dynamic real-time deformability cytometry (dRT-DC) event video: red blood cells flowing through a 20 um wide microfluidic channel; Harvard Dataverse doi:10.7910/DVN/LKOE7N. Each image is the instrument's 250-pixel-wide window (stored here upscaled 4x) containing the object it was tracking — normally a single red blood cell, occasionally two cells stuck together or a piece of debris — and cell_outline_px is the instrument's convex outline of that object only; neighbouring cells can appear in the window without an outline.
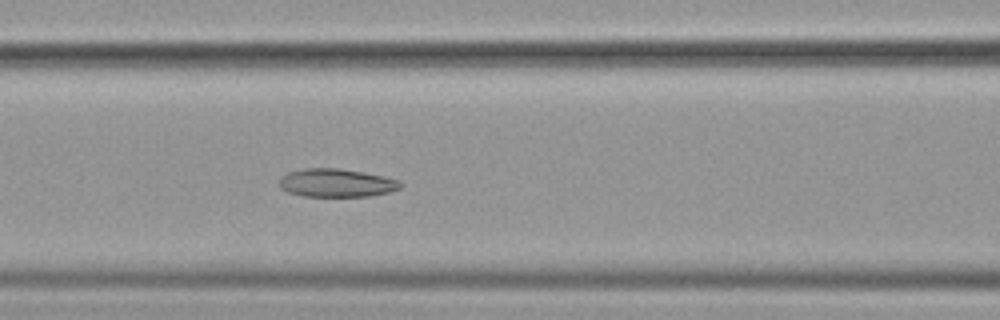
{"species": "common noctule bat (a hibernating species)", "species_latin": "Nyctalus noctula", "temperature_condition": "cold", "stored_images_in_passage": 41, "camera_frame_rate_fps": 3000, "um_per_image_px": 0.085, "animal": {"sex": "female", "body_mass_g": 19.9}, "frame": {"image": 1, "passage_image": 11, "time_ms": 3.333, "image_size_px": [1000, 320], "cell_outline_px": [[404, 184], [400, 188], [388, 192], [368, 196], [304, 196], [288, 192], [280, 188], [280, 176], [288, 172], [304, 168], [340, 168], [384, 176], [400, 180]], "centroid_in_image_um": [28.6, 15.54], "position_along_channel_um": 138.0, "area_um2": 20.0}}
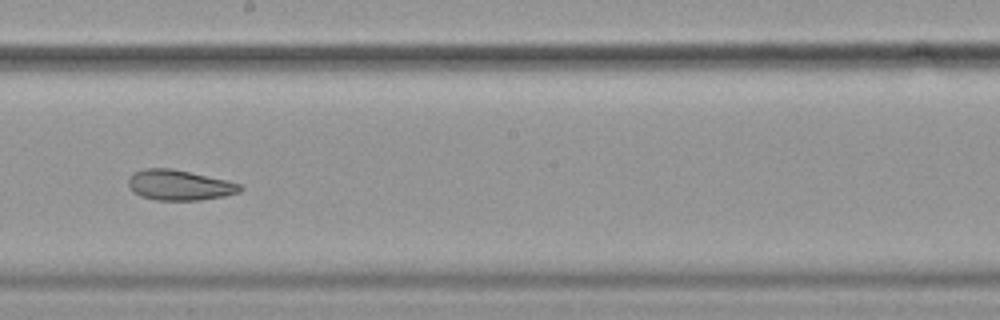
{"frame": {"image": 2, "passage_image": 19, "time_ms": 6.0, "image_size_px": [1000, 320], "cell_outline_px": [[244, 188], [240, 192], [224, 196], [200, 200], [156, 200], [140, 196], [128, 184], [128, 180], [136, 172], [144, 168], [172, 168], [224, 180], [240, 184]], "centroid_in_image_um": [15.27, 15.74], "position_along_channel_um": 232.9, "area_um2": 19.42}}
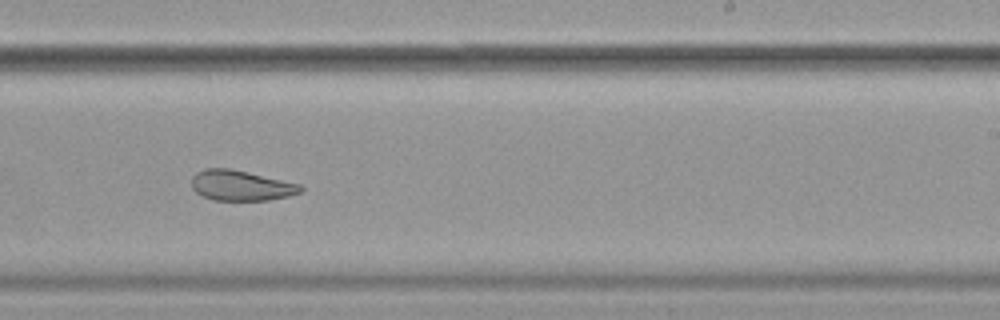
{"frame": {"image": 3, "passage_image": 22, "time_ms": 7.0, "image_size_px": [1000, 320], "cell_outline_px": [[304, 188], [300, 192], [288, 196], [268, 200], [212, 200], [196, 192], [192, 188], [192, 176], [196, 172], [204, 168], [232, 168], [300, 184]], "centroid_in_image_um": [20.46, 15.75], "position_along_channel_um": 268.5, "area_um2": 19.31}, "authors_computed_cell_mechanics": {"area_um2": 21.386, "velocity_mm_per_s": 3.5758, "shape_relaxation_time_tau1_ms": 8.6041, "shape_relaxation_time_tau2_ms": 3.0046, "deformation_change_tau1": 0.1615, "deformation_change_tau2": 0.0865}}